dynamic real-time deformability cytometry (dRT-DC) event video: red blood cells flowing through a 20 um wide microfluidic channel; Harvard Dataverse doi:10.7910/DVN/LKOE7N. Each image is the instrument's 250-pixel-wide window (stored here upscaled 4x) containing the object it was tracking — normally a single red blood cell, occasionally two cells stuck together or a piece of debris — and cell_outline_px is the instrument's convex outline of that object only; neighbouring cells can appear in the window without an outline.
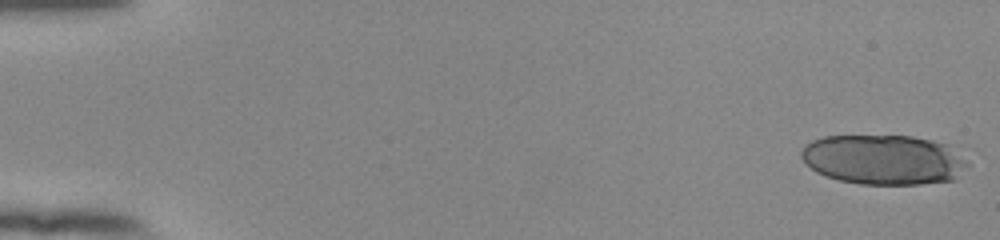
{"species": "human", "species_latin": "Homo sapiens", "temperature_condition": "room temperature", "stored_images_in_passage": 19, "camera_frame_rate_fps": 3000, "um_per_image_px": 0.085, "donor": {"sex": "female"}, "frame": {"image": 1, "passage_image": 1, "time_ms": 0.0, "image_size_px": [1000, 240], "cell_outline_px": [[968, 168], [956, 180], [920, 184], [860, 184], [840, 180], [824, 176], [816, 172], [800, 156], [800, 152], [804, 144], [812, 140], [824, 136], [912, 136], [932, 140], [948, 144], [968, 164]], "centroid_in_image_um": [75.11, 13.57], "position_along_channel_um": 9.9, "area_um2": 48.55}}
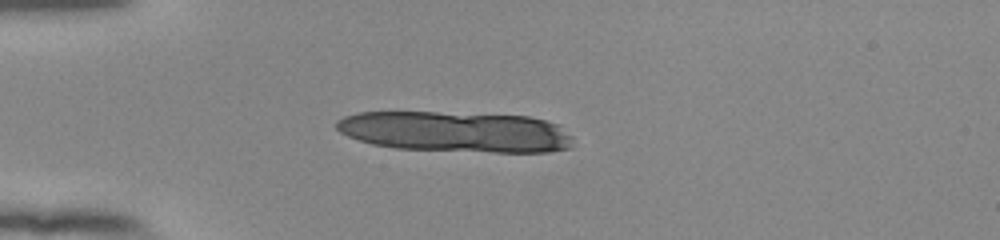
{"frame": {"image": 2, "passage_image": 15, "time_ms": 4.667, "image_size_px": [1000, 240], "cell_outline_px": [[572, 148], [548, 152], [496, 152], [396, 148], [372, 144], [348, 136], [340, 132], [336, 128], [336, 120], [344, 116], [360, 112], [436, 112], [528, 116], [560, 124], [572, 136]], "centroid_in_image_um": [38.77, 11.2], "position_along_channel_um": 46.2, "area_um2": 56.3}}